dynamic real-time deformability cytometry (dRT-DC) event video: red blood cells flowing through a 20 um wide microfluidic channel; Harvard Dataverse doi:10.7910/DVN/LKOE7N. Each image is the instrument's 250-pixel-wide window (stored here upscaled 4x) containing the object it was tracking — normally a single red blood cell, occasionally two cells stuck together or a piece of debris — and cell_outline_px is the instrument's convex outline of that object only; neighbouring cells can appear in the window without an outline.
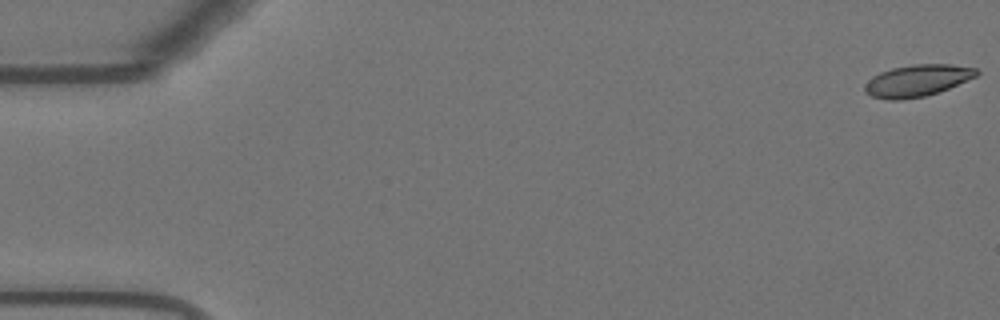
{"species": "Egyptian fruit bat (a non-hibernating species)", "species_latin": "Rousettus aegyptiacus", "temperature_condition": "warm", "stored_images_in_passage": 56, "camera_frame_rate_fps": 3000, "um_per_image_px": 0.085, "animal": {"sex": "female"}, "frame": {"image": 1, "passage_image": 1, "time_ms": 0.0, "image_size_px": [1000, 320], "cell_outline_px": [[980, 72], [976, 76], [948, 88], [924, 96], [900, 100], [888, 100], [872, 96], [864, 92], [864, 84], [872, 76], [880, 72], [892, 68], [912, 64], [952, 64], [976, 68]], "centroid_in_image_um": [77.93, 6.84], "position_along_channel_um": 7.1, "area_um2": 20.63}}
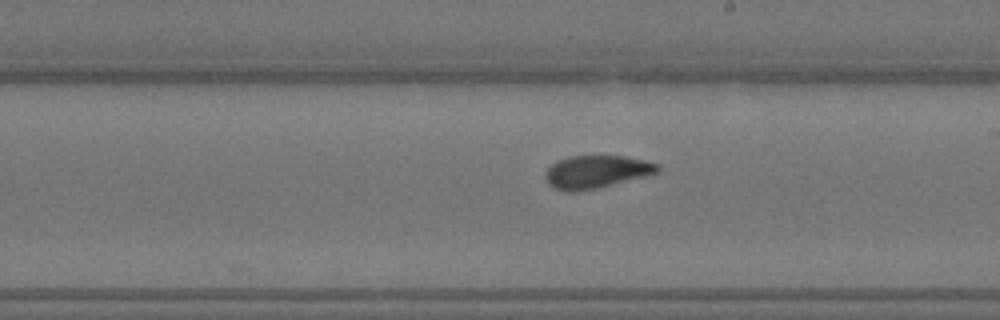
{"frame": {"image": 2, "passage_image": 32, "time_ms": 10.333, "image_size_px": [1000, 320], "cell_outline_px": [[660, 172], [596, 188], [576, 192], [568, 192], [552, 188], [544, 180], [544, 172], [552, 164], [568, 156], [624, 156], [644, 160], [660, 164]], "centroid_in_image_um": [50.65, 14.61], "position_along_channel_um": 238.4, "area_um2": 21.5}}
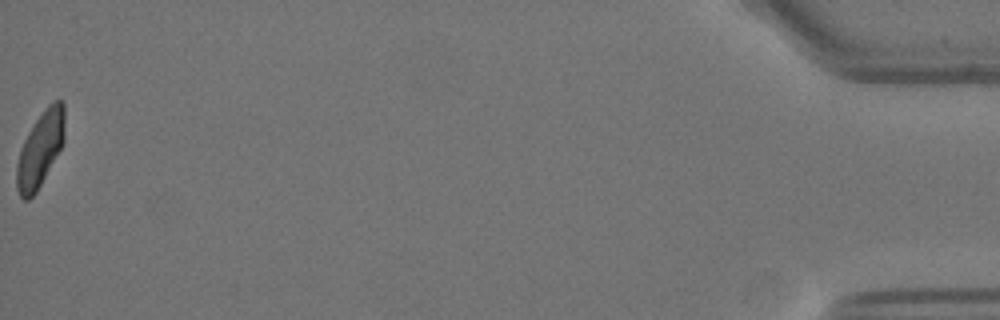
{"frame": {"image": 3, "passage_image": 56, "time_ms": 18.333, "image_size_px": [1000, 320], "cell_outline_px": [[64, 140], [60, 148], [36, 192], [28, 200], [24, 200], [20, 196], [16, 188], [16, 164], [20, 148], [28, 132], [44, 108], [52, 100], [64, 100]], "centroid_in_image_um": [3.4, 12.66], "position_along_channel_um": 431.8, "area_um2": 20.87}, "authors_computed_cell_mechanics": {"area_um2": 21.3571, "velocity_mm_per_s": 3.6706, "shape_relaxation_time_tau1_ms": 4.2383, "shape_relaxation_time_tau2_ms": 1.0178, "deformation_change_tau1": 0.1353, "deformation_change_tau2": 0.0599}}